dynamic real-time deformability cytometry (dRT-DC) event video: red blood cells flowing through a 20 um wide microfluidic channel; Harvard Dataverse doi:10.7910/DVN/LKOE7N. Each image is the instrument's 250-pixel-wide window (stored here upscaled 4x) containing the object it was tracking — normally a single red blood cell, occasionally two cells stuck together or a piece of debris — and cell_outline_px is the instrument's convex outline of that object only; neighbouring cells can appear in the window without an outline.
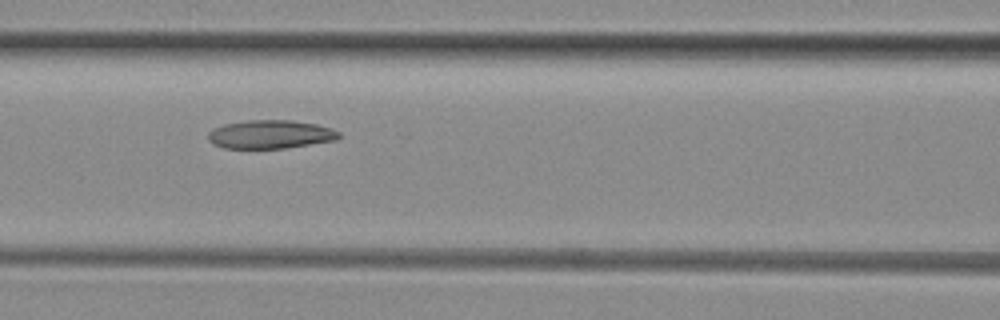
{"species": "common noctule bat (a hibernating species)", "species_latin": "Nyctalus noctula", "temperature_condition": "room temperature", "stored_images_in_passage": 5, "segment_of_instrument_passage": [1, 2], "camera_frame_rate_fps": 3000, "um_per_image_px": 0.085, "animal": {"sex": "female", "body_mass_g": 29.2, "forearm_length_mm": 56.3}, "frame": {"image": 1, "passage_image": 4, "time_ms": 4.667, "image_size_px": [1000, 320], "cell_outline_px": [[340, 136], [336, 140], [284, 148], [224, 148], [208, 140], [208, 132], [212, 128], [224, 124], [248, 120], [292, 120], [316, 124], [332, 128], [340, 132]], "centroid_in_image_um": [22.98, 11.41], "position_along_channel_um": 143.6, "area_um2": 21.68}}